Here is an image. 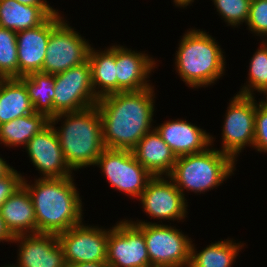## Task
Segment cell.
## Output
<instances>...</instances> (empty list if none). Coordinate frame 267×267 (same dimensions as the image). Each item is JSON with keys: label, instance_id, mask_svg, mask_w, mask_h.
<instances>
[{"label": "cell", "instance_id": "cell-31", "mask_svg": "<svg viewBox=\"0 0 267 267\" xmlns=\"http://www.w3.org/2000/svg\"><path fill=\"white\" fill-rule=\"evenodd\" d=\"M253 148L257 152H267V98L256 101L255 136Z\"/></svg>", "mask_w": 267, "mask_h": 267}, {"label": "cell", "instance_id": "cell-21", "mask_svg": "<svg viewBox=\"0 0 267 267\" xmlns=\"http://www.w3.org/2000/svg\"><path fill=\"white\" fill-rule=\"evenodd\" d=\"M51 6H30L16 0H0V27L20 32L42 24L56 14Z\"/></svg>", "mask_w": 267, "mask_h": 267}, {"label": "cell", "instance_id": "cell-14", "mask_svg": "<svg viewBox=\"0 0 267 267\" xmlns=\"http://www.w3.org/2000/svg\"><path fill=\"white\" fill-rule=\"evenodd\" d=\"M30 162L42 174L40 178L71 177L73 170L68 166L54 126L49 123L23 147Z\"/></svg>", "mask_w": 267, "mask_h": 267}, {"label": "cell", "instance_id": "cell-18", "mask_svg": "<svg viewBox=\"0 0 267 267\" xmlns=\"http://www.w3.org/2000/svg\"><path fill=\"white\" fill-rule=\"evenodd\" d=\"M154 128L176 157L202 152L215 141L206 130L186 119L165 121Z\"/></svg>", "mask_w": 267, "mask_h": 267}, {"label": "cell", "instance_id": "cell-12", "mask_svg": "<svg viewBox=\"0 0 267 267\" xmlns=\"http://www.w3.org/2000/svg\"><path fill=\"white\" fill-rule=\"evenodd\" d=\"M106 262L110 267H150L143 232L131 219L109 229Z\"/></svg>", "mask_w": 267, "mask_h": 267}, {"label": "cell", "instance_id": "cell-28", "mask_svg": "<svg viewBox=\"0 0 267 267\" xmlns=\"http://www.w3.org/2000/svg\"><path fill=\"white\" fill-rule=\"evenodd\" d=\"M0 78H18L16 32L0 27Z\"/></svg>", "mask_w": 267, "mask_h": 267}, {"label": "cell", "instance_id": "cell-10", "mask_svg": "<svg viewBox=\"0 0 267 267\" xmlns=\"http://www.w3.org/2000/svg\"><path fill=\"white\" fill-rule=\"evenodd\" d=\"M98 100L92 87L88 60L55 74L54 116L87 109L96 105Z\"/></svg>", "mask_w": 267, "mask_h": 267}, {"label": "cell", "instance_id": "cell-9", "mask_svg": "<svg viewBox=\"0 0 267 267\" xmlns=\"http://www.w3.org/2000/svg\"><path fill=\"white\" fill-rule=\"evenodd\" d=\"M66 22L63 19L50 33L42 73L57 74L88 60L91 44Z\"/></svg>", "mask_w": 267, "mask_h": 267}, {"label": "cell", "instance_id": "cell-33", "mask_svg": "<svg viewBox=\"0 0 267 267\" xmlns=\"http://www.w3.org/2000/svg\"><path fill=\"white\" fill-rule=\"evenodd\" d=\"M14 236L9 232V230L6 228L4 219L1 217L0 214V242L2 241V243L5 242H11L13 241Z\"/></svg>", "mask_w": 267, "mask_h": 267}, {"label": "cell", "instance_id": "cell-2", "mask_svg": "<svg viewBox=\"0 0 267 267\" xmlns=\"http://www.w3.org/2000/svg\"><path fill=\"white\" fill-rule=\"evenodd\" d=\"M34 180L30 184L23 177L32 198L37 233L58 235L83 221V202L73 176Z\"/></svg>", "mask_w": 267, "mask_h": 267}, {"label": "cell", "instance_id": "cell-11", "mask_svg": "<svg viewBox=\"0 0 267 267\" xmlns=\"http://www.w3.org/2000/svg\"><path fill=\"white\" fill-rule=\"evenodd\" d=\"M109 229L77 224L59 233L58 241L63 249L66 265L107 261Z\"/></svg>", "mask_w": 267, "mask_h": 267}, {"label": "cell", "instance_id": "cell-37", "mask_svg": "<svg viewBox=\"0 0 267 267\" xmlns=\"http://www.w3.org/2000/svg\"><path fill=\"white\" fill-rule=\"evenodd\" d=\"M175 3V6L180 7V8H185L188 5H191V3L194 2V0H173Z\"/></svg>", "mask_w": 267, "mask_h": 267}, {"label": "cell", "instance_id": "cell-32", "mask_svg": "<svg viewBox=\"0 0 267 267\" xmlns=\"http://www.w3.org/2000/svg\"><path fill=\"white\" fill-rule=\"evenodd\" d=\"M23 177L20 172L12 168L0 178V207L23 185Z\"/></svg>", "mask_w": 267, "mask_h": 267}, {"label": "cell", "instance_id": "cell-7", "mask_svg": "<svg viewBox=\"0 0 267 267\" xmlns=\"http://www.w3.org/2000/svg\"><path fill=\"white\" fill-rule=\"evenodd\" d=\"M94 166L102 170L110 187L132 198H139L153 177L127 149L105 148Z\"/></svg>", "mask_w": 267, "mask_h": 267}, {"label": "cell", "instance_id": "cell-8", "mask_svg": "<svg viewBox=\"0 0 267 267\" xmlns=\"http://www.w3.org/2000/svg\"><path fill=\"white\" fill-rule=\"evenodd\" d=\"M255 96L236 94L231 98L222 126V149L237 162L238 154L247 146L253 148L255 136Z\"/></svg>", "mask_w": 267, "mask_h": 267}, {"label": "cell", "instance_id": "cell-4", "mask_svg": "<svg viewBox=\"0 0 267 267\" xmlns=\"http://www.w3.org/2000/svg\"><path fill=\"white\" fill-rule=\"evenodd\" d=\"M178 44L175 69L188 87H208L224 75V51L206 31L189 28Z\"/></svg>", "mask_w": 267, "mask_h": 267}, {"label": "cell", "instance_id": "cell-36", "mask_svg": "<svg viewBox=\"0 0 267 267\" xmlns=\"http://www.w3.org/2000/svg\"><path fill=\"white\" fill-rule=\"evenodd\" d=\"M13 167L7 164L5 159L0 157V178L7 174Z\"/></svg>", "mask_w": 267, "mask_h": 267}, {"label": "cell", "instance_id": "cell-3", "mask_svg": "<svg viewBox=\"0 0 267 267\" xmlns=\"http://www.w3.org/2000/svg\"><path fill=\"white\" fill-rule=\"evenodd\" d=\"M59 121L63 122L60 129L55 127ZM50 123L57 133L66 162L73 171L96 164L105 149L102 120L96 105L77 112L60 113L53 116Z\"/></svg>", "mask_w": 267, "mask_h": 267}, {"label": "cell", "instance_id": "cell-16", "mask_svg": "<svg viewBox=\"0 0 267 267\" xmlns=\"http://www.w3.org/2000/svg\"><path fill=\"white\" fill-rule=\"evenodd\" d=\"M17 262L14 267H67L63 249L56 234H27L14 236ZM20 243V244H19Z\"/></svg>", "mask_w": 267, "mask_h": 267}, {"label": "cell", "instance_id": "cell-29", "mask_svg": "<svg viewBox=\"0 0 267 267\" xmlns=\"http://www.w3.org/2000/svg\"><path fill=\"white\" fill-rule=\"evenodd\" d=\"M219 16L228 25L238 27L248 21L251 0H212Z\"/></svg>", "mask_w": 267, "mask_h": 267}, {"label": "cell", "instance_id": "cell-6", "mask_svg": "<svg viewBox=\"0 0 267 267\" xmlns=\"http://www.w3.org/2000/svg\"><path fill=\"white\" fill-rule=\"evenodd\" d=\"M133 222L144 235L150 267H188L193 241L175 226L146 222Z\"/></svg>", "mask_w": 267, "mask_h": 267}, {"label": "cell", "instance_id": "cell-13", "mask_svg": "<svg viewBox=\"0 0 267 267\" xmlns=\"http://www.w3.org/2000/svg\"><path fill=\"white\" fill-rule=\"evenodd\" d=\"M138 199L146 215L161 223L187 217V200L168 176H153Z\"/></svg>", "mask_w": 267, "mask_h": 267}, {"label": "cell", "instance_id": "cell-26", "mask_svg": "<svg viewBox=\"0 0 267 267\" xmlns=\"http://www.w3.org/2000/svg\"><path fill=\"white\" fill-rule=\"evenodd\" d=\"M18 79L26 87L34 112L42 113L51 119L54 116L55 74L32 72Z\"/></svg>", "mask_w": 267, "mask_h": 267}, {"label": "cell", "instance_id": "cell-24", "mask_svg": "<svg viewBox=\"0 0 267 267\" xmlns=\"http://www.w3.org/2000/svg\"><path fill=\"white\" fill-rule=\"evenodd\" d=\"M50 123L42 113H32L0 125V144L6 147H23Z\"/></svg>", "mask_w": 267, "mask_h": 267}, {"label": "cell", "instance_id": "cell-22", "mask_svg": "<svg viewBox=\"0 0 267 267\" xmlns=\"http://www.w3.org/2000/svg\"><path fill=\"white\" fill-rule=\"evenodd\" d=\"M91 46L88 62L91 68V82L98 99L117 93L116 44L106 49L95 50Z\"/></svg>", "mask_w": 267, "mask_h": 267}, {"label": "cell", "instance_id": "cell-25", "mask_svg": "<svg viewBox=\"0 0 267 267\" xmlns=\"http://www.w3.org/2000/svg\"><path fill=\"white\" fill-rule=\"evenodd\" d=\"M229 239L212 242L199 253L193 243L188 267H232L244 244Z\"/></svg>", "mask_w": 267, "mask_h": 267}, {"label": "cell", "instance_id": "cell-1", "mask_svg": "<svg viewBox=\"0 0 267 267\" xmlns=\"http://www.w3.org/2000/svg\"><path fill=\"white\" fill-rule=\"evenodd\" d=\"M154 92L152 86L106 95L97 101L105 148L132 150L154 128Z\"/></svg>", "mask_w": 267, "mask_h": 267}, {"label": "cell", "instance_id": "cell-5", "mask_svg": "<svg viewBox=\"0 0 267 267\" xmlns=\"http://www.w3.org/2000/svg\"><path fill=\"white\" fill-rule=\"evenodd\" d=\"M236 162L217 148L177 157L168 177L185 197V192L205 193L214 189L232 176Z\"/></svg>", "mask_w": 267, "mask_h": 267}, {"label": "cell", "instance_id": "cell-15", "mask_svg": "<svg viewBox=\"0 0 267 267\" xmlns=\"http://www.w3.org/2000/svg\"><path fill=\"white\" fill-rule=\"evenodd\" d=\"M63 19L61 13L57 12L37 27L16 33L18 78L32 72H42L50 33Z\"/></svg>", "mask_w": 267, "mask_h": 267}, {"label": "cell", "instance_id": "cell-30", "mask_svg": "<svg viewBox=\"0 0 267 267\" xmlns=\"http://www.w3.org/2000/svg\"><path fill=\"white\" fill-rule=\"evenodd\" d=\"M246 25L252 33L262 36L261 40L267 37V0H251Z\"/></svg>", "mask_w": 267, "mask_h": 267}, {"label": "cell", "instance_id": "cell-19", "mask_svg": "<svg viewBox=\"0 0 267 267\" xmlns=\"http://www.w3.org/2000/svg\"><path fill=\"white\" fill-rule=\"evenodd\" d=\"M136 160L152 176H168L177 160L171 148L153 128L132 149Z\"/></svg>", "mask_w": 267, "mask_h": 267}, {"label": "cell", "instance_id": "cell-20", "mask_svg": "<svg viewBox=\"0 0 267 267\" xmlns=\"http://www.w3.org/2000/svg\"><path fill=\"white\" fill-rule=\"evenodd\" d=\"M0 214L13 236L37 234L32 198L24 185L2 204Z\"/></svg>", "mask_w": 267, "mask_h": 267}, {"label": "cell", "instance_id": "cell-34", "mask_svg": "<svg viewBox=\"0 0 267 267\" xmlns=\"http://www.w3.org/2000/svg\"><path fill=\"white\" fill-rule=\"evenodd\" d=\"M67 267H110V265L104 262H85L68 265Z\"/></svg>", "mask_w": 267, "mask_h": 267}, {"label": "cell", "instance_id": "cell-27", "mask_svg": "<svg viewBox=\"0 0 267 267\" xmlns=\"http://www.w3.org/2000/svg\"><path fill=\"white\" fill-rule=\"evenodd\" d=\"M250 59L248 81L244 83L238 94L254 96L255 91L267 98V39L263 40Z\"/></svg>", "mask_w": 267, "mask_h": 267}, {"label": "cell", "instance_id": "cell-23", "mask_svg": "<svg viewBox=\"0 0 267 267\" xmlns=\"http://www.w3.org/2000/svg\"><path fill=\"white\" fill-rule=\"evenodd\" d=\"M32 113L25 85L18 78H0V125Z\"/></svg>", "mask_w": 267, "mask_h": 267}, {"label": "cell", "instance_id": "cell-35", "mask_svg": "<svg viewBox=\"0 0 267 267\" xmlns=\"http://www.w3.org/2000/svg\"><path fill=\"white\" fill-rule=\"evenodd\" d=\"M17 2L30 6H50L47 0H16Z\"/></svg>", "mask_w": 267, "mask_h": 267}, {"label": "cell", "instance_id": "cell-38", "mask_svg": "<svg viewBox=\"0 0 267 267\" xmlns=\"http://www.w3.org/2000/svg\"><path fill=\"white\" fill-rule=\"evenodd\" d=\"M1 267H14V266L11 265V264L10 265L8 264V265H4V266H1Z\"/></svg>", "mask_w": 267, "mask_h": 267}, {"label": "cell", "instance_id": "cell-17", "mask_svg": "<svg viewBox=\"0 0 267 267\" xmlns=\"http://www.w3.org/2000/svg\"><path fill=\"white\" fill-rule=\"evenodd\" d=\"M158 61L148 54L116 45L117 93L141 91L152 87L149 75Z\"/></svg>", "mask_w": 267, "mask_h": 267}]
</instances>
